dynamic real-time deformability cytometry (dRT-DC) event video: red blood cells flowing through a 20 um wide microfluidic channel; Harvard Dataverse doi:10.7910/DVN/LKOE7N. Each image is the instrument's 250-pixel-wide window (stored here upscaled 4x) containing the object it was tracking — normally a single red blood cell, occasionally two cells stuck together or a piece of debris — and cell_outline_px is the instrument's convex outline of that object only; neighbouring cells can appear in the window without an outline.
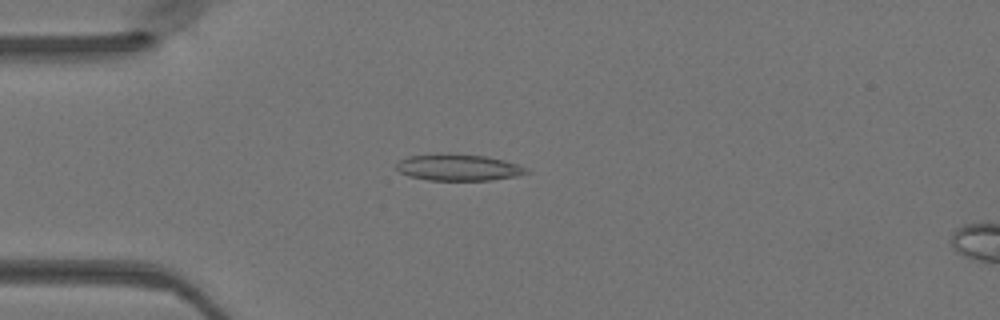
{"species": "Egyptian fruit bat (a non-hibernating species)", "species_latin": "Rousettus aegyptiacus", "temperature_condition": "warm", "stored_images_in_passage": 36, "camera_frame_rate_fps": 3000, "um_per_image_px": 0.085, "animal": {"sex": "female"}, "frame": {"image": 1, "passage_image": 1, "time_ms": 0.0, "image_size_px": [1000, 320], "cell_outline_px": [[532, 172], [516, 176], [492, 180], [428, 180], [408, 176], [400, 172], [396, 168], [396, 164], [400, 160], [408, 156], [440, 152], [448, 152], [484, 156], [504, 160], [528, 168]], "centroid_in_image_um": [38.95, 14.21], "position_along_channel_um": 46.1, "area_um2": 20.46}}
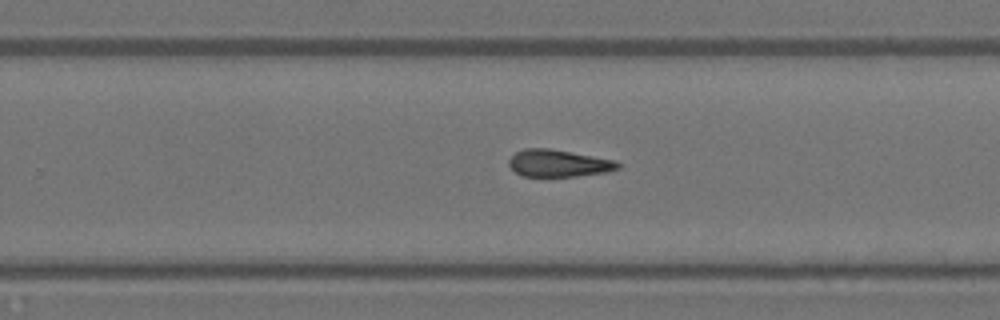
{"frame": {"image": 2, "passage_image": 19, "time_ms": 6.0, "image_size_px": [1000, 320], "cell_outline_px": [[620, 168], [608, 172], [576, 176], [524, 176], [516, 172], [508, 164], [508, 160], [516, 152], [524, 148], [548, 148], [616, 160], [620, 164]], "centroid_in_image_um": [47.49, 13.87], "position_along_channel_um": 282.3, "area_um2": 17.17}}
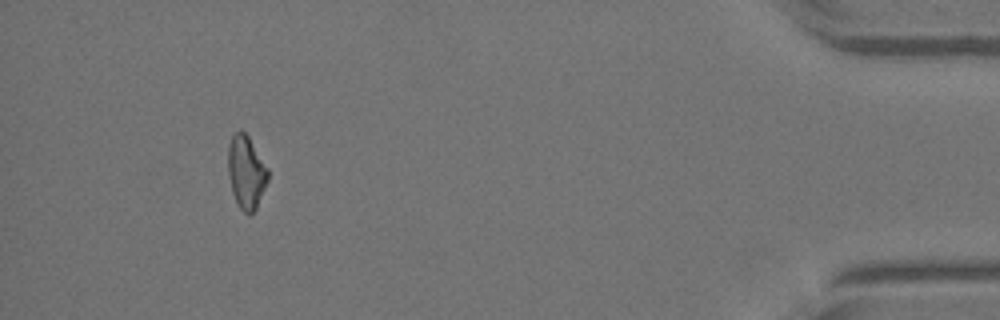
{"frame": {"image": 3, "passage_image": 33, "time_ms": 10.667, "image_size_px": [1000, 320], "cell_outline_px": [[268, 180], [256, 208], [248, 216], [240, 208], [232, 192], [228, 172], [228, 144], [232, 136], [240, 128], [248, 136], [268, 168]], "centroid_in_image_um": [20.92, 14.62], "position_along_channel_um": 414.3, "area_um2": 16.88}}